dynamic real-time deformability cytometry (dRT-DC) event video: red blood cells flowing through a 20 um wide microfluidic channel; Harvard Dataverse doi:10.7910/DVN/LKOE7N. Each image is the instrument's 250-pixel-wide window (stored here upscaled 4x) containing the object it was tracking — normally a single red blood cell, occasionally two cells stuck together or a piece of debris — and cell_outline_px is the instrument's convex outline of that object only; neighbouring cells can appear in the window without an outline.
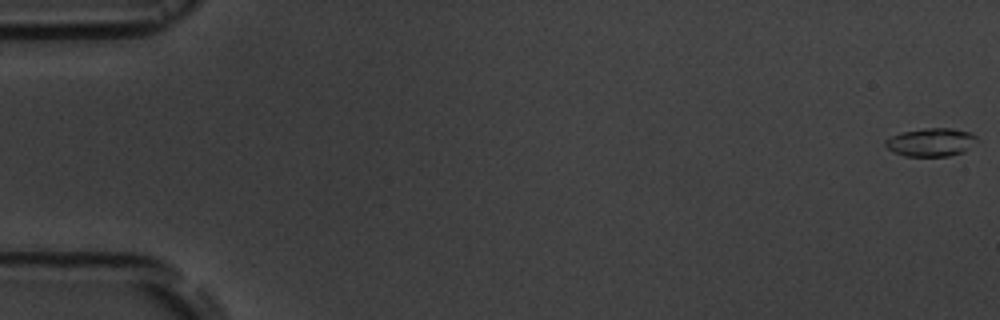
{"species": "common noctule bat (a hibernating species)", "species_latin": "Nyctalus noctula", "temperature_condition": "room temperature", "stored_images_in_passage": 5, "camera_frame_rate_fps": 3000, "um_per_image_px": 0.085, "animal": {"sex": "male", "body_mass_g": 19.5, "forearm_length_mm": 54.6}, "frame": {"image": 1, "passage_image": 1, "time_ms": 0.0, "image_size_px": [1000, 320], "cell_outline_px": [[976, 140], [964, 152], [948, 156], [904, 156], [888, 148], [884, 144], [884, 140], [892, 136], [904, 132], [924, 128], [952, 128], [972, 132], [976, 136]], "centroid_in_image_um": [79.14, 12.08], "position_along_channel_um": 5.9, "area_um2": 14.91}}
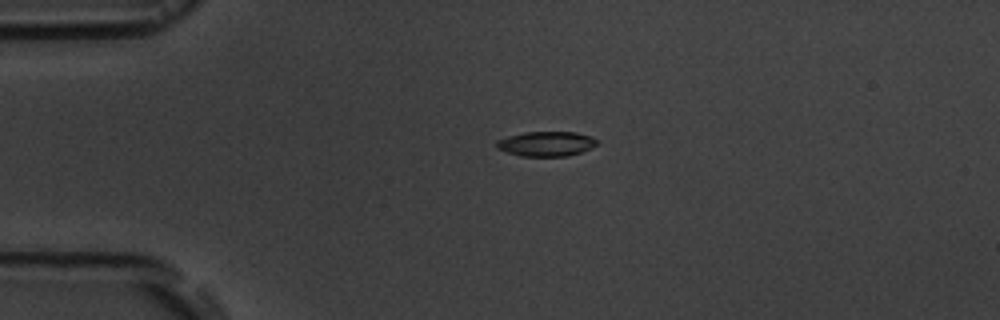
{"frame": {"image": 2, "passage_image": 4, "time_ms": 4.333, "image_size_px": [1000, 320], "cell_outline_px": [[600, 144], [580, 152], [568, 156], [520, 156], [496, 148], [496, 140], [508, 136], [524, 132], [576, 132], [592, 136]], "centroid_in_image_um": [46.44, 12.22], "position_along_channel_um": 38.6, "area_um2": 14.57}}